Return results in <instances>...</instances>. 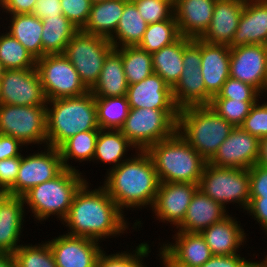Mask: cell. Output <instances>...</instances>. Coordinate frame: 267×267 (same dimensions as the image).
<instances>
[{
	"label": "cell",
	"instance_id": "6da1fadb",
	"mask_svg": "<svg viewBox=\"0 0 267 267\" xmlns=\"http://www.w3.org/2000/svg\"><path fill=\"white\" fill-rule=\"evenodd\" d=\"M85 181L76 191L69 212L63 222L70 227L68 235L99 241L102 237L116 236L127 228L123 211L102 186L90 191Z\"/></svg>",
	"mask_w": 267,
	"mask_h": 267
},
{
	"label": "cell",
	"instance_id": "7a4b0ae2",
	"mask_svg": "<svg viewBox=\"0 0 267 267\" xmlns=\"http://www.w3.org/2000/svg\"><path fill=\"white\" fill-rule=\"evenodd\" d=\"M137 153L138 156L122 160L118 167L111 169L104 182L103 187L120 210L153 207L159 189L160 180L151 157L146 151Z\"/></svg>",
	"mask_w": 267,
	"mask_h": 267
},
{
	"label": "cell",
	"instance_id": "3957f363",
	"mask_svg": "<svg viewBox=\"0 0 267 267\" xmlns=\"http://www.w3.org/2000/svg\"><path fill=\"white\" fill-rule=\"evenodd\" d=\"M47 104L53 105L46 109L47 146L58 148L80 132L100 130L95 97L90 91L78 97L53 99Z\"/></svg>",
	"mask_w": 267,
	"mask_h": 267
},
{
	"label": "cell",
	"instance_id": "277c9868",
	"mask_svg": "<svg viewBox=\"0 0 267 267\" xmlns=\"http://www.w3.org/2000/svg\"><path fill=\"white\" fill-rule=\"evenodd\" d=\"M146 152L160 182L199 184L207 163L178 131L150 146Z\"/></svg>",
	"mask_w": 267,
	"mask_h": 267
},
{
	"label": "cell",
	"instance_id": "5b68a950",
	"mask_svg": "<svg viewBox=\"0 0 267 267\" xmlns=\"http://www.w3.org/2000/svg\"><path fill=\"white\" fill-rule=\"evenodd\" d=\"M234 126L210 105L189 106L179 110V134L209 162ZM183 130V131H182Z\"/></svg>",
	"mask_w": 267,
	"mask_h": 267
},
{
	"label": "cell",
	"instance_id": "8992f818",
	"mask_svg": "<svg viewBox=\"0 0 267 267\" xmlns=\"http://www.w3.org/2000/svg\"><path fill=\"white\" fill-rule=\"evenodd\" d=\"M77 169L64 168L56 177L43 182L26 192L22 198L29 205L37 220L59 215L65 219L76 191L86 181Z\"/></svg>",
	"mask_w": 267,
	"mask_h": 267
},
{
	"label": "cell",
	"instance_id": "52a82bcc",
	"mask_svg": "<svg viewBox=\"0 0 267 267\" xmlns=\"http://www.w3.org/2000/svg\"><path fill=\"white\" fill-rule=\"evenodd\" d=\"M180 109L130 108L119 129L138 151L174 135Z\"/></svg>",
	"mask_w": 267,
	"mask_h": 267
},
{
	"label": "cell",
	"instance_id": "ba28073f",
	"mask_svg": "<svg viewBox=\"0 0 267 267\" xmlns=\"http://www.w3.org/2000/svg\"><path fill=\"white\" fill-rule=\"evenodd\" d=\"M114 49L108 38L79 30L68 42L64 55L90 91L97 83L107 55Z\"/></svg>",
	"mask_w": 267,
	"mask_h": 267
},
{
	"label": "cell",
	"instance_id": "9c48e42d",
	"mask_svg": "<svg viewBox=\"0 0 267 267\" xmlns=\"http://www.w3.org/2000/svg\"><path fill=\"white\" fill-rule=\"evenodd\" d=\"M199 189L223 207L227 202H236L247 209L250 204L248 169L216 167L207 162Z\"/></svg>",
	"mask_w": 267,
	"mask_h": 267
},
{
	"label": "cell",
	"instance_id": "30bf717a",
	"mask_svg": "<svg viewBox=\"0 0 267 267\" xmlns=\"http://www.w3.org/2000/svg\"><path fill=\"white\" fill-rule=\"evenodd\" d=\"M42 88L47 101L78 97L89 90L64 54H48L36 60Z\"/></svg>",
	"mask_w": 267,
	"mask_h": 267
},
{
	"label": "cell",
	"instance_id": "8fae6325",
	"mask_svg": "<svg viewBox=\"0 0 267 267\" xmlns=\"http://www.w3.org/2000/svg\"><path fill=\"white\" fill-rule=\"evenodd\" d=\"M46 105H0V134L28 143L47 144ZM41 142V143H40Z\"/></svg>",
	"mask_w": 267,
	"mask_h": 267
},
{
	"label": "cell",
	"instance_id": "7c38bea8",
	"mask_svg": "<svg viewBox=\"0 0 267 267\" xmlns=\"http://www.w3.org/2000/svg\"><path fill=\"white\" fill-rule=\"evenodd\" d=\"M182 64L181 77L172 88L176 106L182 109L210 105L213 97L206 91L201 74V39H193L184 48Z\"/></svg>",
	"mask_w": 267,
	"mask_h": 267
},
{
	"label": "cell",
	"instance_id": "4fadbf2b",
	"mask_svg": "<svg viewBox=\"0 0 267 267\" xmlns=\"http://www.w3.org/2000/svg\"><path fill=\"white\" fill-rule=\"evenodd\" d=\"M47 153L21 156L20 168L15 184L6 194L22 197L31 188L56 177L63 169L58 148L47 146Z\"/></svg>",
	"mask_w": 267,
	"mask_h": 267
},
{
	"label": "cell",
	"instance_id": "5bb4252c",
	"mask_svg": "<svg viewBox=\"0 0 267 267\" xmlns=\"http://www.w3.org/2000/svg\"><path fill=\"white\" fill-rule=\"evenodd\" d=\"M1 104L36 106L47 104L37 68L9 69L0 79Z\"/></svg>",
	"mask_w": 267,
	"mask_h": 267
},
{
	"label": "cell",
	"instance_id": "9a60e30c",
	"mask_svg": "<svg viewBox=\"0 0 267 267\" xmlns=\"http://www.w3.org/2000/svg\"><path fill=\"white\" fill-rule=\"evenodd\" d=\"M230 77L248 83L261 94L267 91V45L230 48Z\"/></svg>",
	"mask_w": 267,
	"mask_h": 267
},
{
	"label": "cell",
	"instance_id": "2e32d148",
	"mask_svg": "<svg viewBox=\"0 0 267 267\" xmlns=\"http://www.w3.org/2000/svg\"><path fill=\"white\" fill-rule=\"evenodd\" d=\"M259 148L258 137L241 127H234L208 163L216 167L249 169L257 164Z\"/></svg>",
	"mask_w": 267,
	"mask_h": 267
},
{
	"label": "cell",
	"instance_id": "e0dca14e",
	"mask_svg": "<svg viewBox=\"0 0 267 267\" xmlns=\"http://www.w3.org/2000/svg\"><path fill=\"white\" fill-rule=\"evenodd\" d=\"M175 236V244L160 248L165 267H200L213 256L201 233L179 231Z\"/></svg>",
	"mask_w": 267,
	"mask_h": 267
},
{
	"label": "cell",
	"instance_id": "ac0fdd59",
	"mask_svg": "<svg viewBox=\"0 0 267 267\" xmlns=\"http://www.w3.org/2000/svg\"><path fill=\"white\" fill-rule=\"evenodd\" d=\"M47 242L57 267H96L103 251L97 240L87 237L66 234Z\"/></svg>",
	"mask_w": 267,
	"mask_h": 267
},
{
	"label": "cell",
	"instance_id": "d6986e66",
	"mask_svg": "<svg viewBox=\"0 0 267 267\" xmlns=\"http://www.w3.org/2000/svg\"><path fill=\"white\" fill-rule=\"evenodd\" d=\"M199 184L160 182L153 210L161 221H169L178 227Z\"/></svg>",
	"mask_w": 267,
	"mask_h": 267
},
{
	"label": "cell",
	"instance_id": "ffe728a7",
	"mask_svg": "<svg viewBox=\"0 0 267 267\" xmlns=\"http://www.w3.org/2000/svg\"><path fill=\"white\" fill-rule=\"evenodd\" d=\"M245 0H216L209 27L199 38L210 44H231L239 24Z\"/></svg>",
	"mask_w": 267,
	"mask_h": 267
},
{
	"label": "cell",
	"instance_id": "44dd1931",
	"mask_svg": "<svg viewBox=\"0 0 267 267\" xmlns=\"http://www.w3.org/2000/svg\"><path fill=\"white\" fill-rule=\"evenodd\" d=\"M126 97L130 108L179 109L172 88L155 73L139 83L128 85Z\"/></svg>",
	"mask_w": 267,
	"mask_h": 267
},
{
	"label": "cell",
	"instance_id": "7402d4cb",
	"mask_svg": "<svg viewBox=\"0 0 267 267\" xmlns=\"http://www.w3.org/2000/svg\"><path fill=\"white\" fill-rule=\"evenodd\" d=\"M216 0H173L180 36L200 38L209 27Z\"/></svg>",
	"mask_w": 267,
	"mask_h": 267
},
{
	"label": "cell",
	"instance_id": "603a6c76",
	"mask_svg": "<svg viewBox=\"0 0 267 267\" xmlns=\"http://www.w3.org/2000/svg\"><path fill=\"white\" fill-rule=\"evenodd\" d=\"M248 44L267 45V0H245L230 48Z\"/></svg>",
	"mask_w": 267,
	"mask_h": 267
},
{
	"label": "cell",
	"instance_id": "cb8c5ba5",
	"mask_svg": "<svg viewBox=\"0 0 267 267\" xmlns=\"http://www.w3.org/2000/svg\"><path fill=\"white\" fill-rule=\"evenodd\" d=\"M230 47L201 40V74L206 91L214 97L230 77Z\"/></svg>",
	"mask_w": 267,
	"mask_h": 267
},
{
	"label": "cell",
	"instance_id": "d4e9b609",
	"mask_svg": "<svg viewBox=\"0 0 267 267\" xmlns=\"http://www.w3.org/2000/svg\"><path fill=\"white\" fill-rule=\"evenodd\" d=\"M226 210L220 203L209 198L199 188L192 197L183 222L177 227L178 231L201 233L214 223L227 217Z\"/></svg>",
	"mask_w": 267,
	"mask_h": 267
},
{
	"label": "cell",
	"instance_id": "484cf974",
	"mask_svg": "<svg viewBox=\"0 0 267 267\" xmlns=\"http://www.w3.org/2000/svg\"><path fill=\"white\" fill-rule=\"evenodd\" d=\"M22 197L0 193V251L13 254L22 229L24 215Z\"/></svg>",
	"mask_w": 267,
	"mask_h": 267
},
{
	"label": "cell",
	"instance_id": "4316f807",
	"mask_svg": "<svg viewBox=\"0 0 267 267\" xmlns=\"http://www.w3.org/2000/svg\"><path fill=\"white\" fill-rule=\"evenodd\" d=\"M235 220L228 215L222 221L212 224L201 232L213 255L237 254V249L242 245L246 236Z\"/></svg>",
	"mask_w": 267,
	"mask_h": 267
},
{
	"label": "cell",
	"instance_id": "83f0119b",
	"mask_svg": "<svg viewBox=\"0 0 267 267\" xmlns=\"http://www.w3.org/2000/svg\"><path fill=\"white\" fill-rule=\"evenodd\" d=\"M128 83L122 56L114 48L106 57L99 79L90 92L94 97H122L127 94Z\"/></svg>",
	"mask_w": 267,
	"mask_h": 267
},
{
	"label": "cell",
	"instance_id": "f1b7e54d",
	"mask_svg": "<svg viewBox=\"0 0 267 267\" xmlns=\"http://www.w3.org/2000/svg\"><path fill=\"white\" fill-rule=\"evenodd\" d=\"M192 40L191 38L180 36L172 44L151 54L154 73L158 74L171 88L176 85L181 77L184 48Z\"/></svg>",
	"mask_w": 267,
	"mask_h": 267
},
{
	"label": "cell",
	"instance_id": "f546056e",
	"mask_svg": "<svg viewBox=\"0 0 267 267\" xmlns=\"http://www.w3.org/2000/svg\"><path fill=\"white\" fill-rule=\"evenodd\" d=\"M126 2V0H106L92 4L88 21L82 31L109 39L117 29Z\"/></svg>",
	"mask_w": 267,
	"mask_h": 267
},
{
	"label": "cell",
	"instance_id": "4dcf8cb0",
	"mask_svg": "<svg viewBox=\"0 0 267 267\" xmlns=\"http://www.w3.org/2000/svg\"><path fill=\"white\" fill-rule=\"evenodd\" d=\"M9 33L36 59L43 57L42 20L32 13L11 15Z\"/></svg>",
	"mask_w": 267,
	"mask_h": 267
},
{
	"label": "cell",
	"instance_id": "1f68e13d",
	"mask_svg": "<svg viewBox=\"0 0 267 267\" xmlns=\"http://www.w3.org/2000/svg\"><path fill=\"white\" fill-rule=\"evenodd\" d=\"M43 57L48 54H63L68 42L79 31L64 15L42 19Z\"/></svg>",
	"mask_w": 267,
	"mask_h": 267
},
{
	"label": "cell",
	"instance_id": "d6a6232c",
	"mask_svg": "<svg viewBox=\"0 0 267 267\" xmlns=\"http://www.w3.org/2000/svg\"><path fill=\"white\" fill-rule=\"evenodd\" d=\"M148 27L146 21L141 17L135 3L126 2L122 16L115 30L116 36L112 35L109 41L114 48L126 46H138ZM115 37V38H114ZM119 41L117 42V40ZM120 45V46H119Z\"/></svg>",
	"mask_w": 267,
	"mask_h": 267
},
{
	"label": "cell",
	"instance_id": "836d02e7",
	"mask_svg": "<svg viewBox=\"0 0 267 267\" xmlns=\"http://www.w3.org/2000/svg\"><path fill=\"white\" fill-rule=\"evenodd\" d=\"M133 147L126 136L120 130L100 129L96 140L93 160H101L103 163H115L113 168L122 162L127 148Z\"/></svg>",
	"mask_w": 267,
	"mask_h": 267
},
{
	"label": "cell",
	"instance_id": "e575fe53",
	"mask_svg": "<svg viewBox=\"0 0 267 267\" xmlns=\"http://www.w3.org/2000/svg\"><path fill=\"white\" fill-rule=\"evenodd\" d=\"M122 56L128 85L139 83L154 73L152 55L138 46L115 48Z\"/></svg>",
	"mask_w": 267,
	"mask_h": 267
},
{
	"label": "cell",
	"instance_id": "d590c367",
	"mask_svg": "<svg viewBox=\"0 0 267 267\" xmlns=\"http://www.w3.org/2000/svg\"><path fill=\"white\" fill-rule=\"evenodd\" d=\"M98 134L99 130L80 132L64 141L58 147L64 168L75 170V167L73 168L67 163L71 157L80 160V162L91 161L94 158Z\"/></svg>",
	"mask_w": 267,
	"mask_h": 267
},
{
	"label": "cell",
	"instance_id": "8d00e7d4",
	"mask_svg": "<svg viewBox=\"0 0 267 267\" xmlns=\"http://www.w3.org/2000/svg\"><path fill=\"white\" fill-rule=\"evenodd\" d=\"M95 101L100 129L119 130L130 110L126 95L107 98L95 97Z\"/></svg>",
	"mask_w": 267,
	"mask_h": 267
},
{
	"label": "cell",
	"instance_id": "74e56055",
	"mask_svg": "<svg viewBox=\"0 0 267 267\" xmlns=\"http://www.w3.org/2000/svg\"><path fill=\"white\" fill-rule=\"evenodd\" d=\"M180 37L174 15L161 22L148 24L144 36L138 47L150 54L175 42Z\"/></svg>",
	"mask_w": 267,
	"mask_h": 267
},
{
	"label": "cell",
	"instance_id": "f35d334b",
	"mask_svg": "<svg viewBox=\"0 0 267 267\" xmlns=\"http://www.w3.org/2000/svg\"><path fill=\"white\" fill-rule=\"evenodd\" d=\"M0 61L7 70L36 67V59L10 33L0 35Z\"/></svg>",
	"mask_w": 267,
	"mask_h": 267
},
{
	"label": "cell",
	"instance_id": "ab89813d",
	"mask_svg": "<svg viewBox=\"0 0 267 267\" xmlns=\"http://www.w3.org/2000/svg\"><path fill=\"white\" fill-rule=\"evenodd\" d=\"M41 245V246H40ZM16 267H57L49 244L22 245L13 253Z\"/></svg>",
	"mask_w": 267,
	"mask_h": 267
},
{
	"label": "cell",
	"instance_id": "60d3db41",
	"mask_svg": "<svg viewBox=\"0 0 267 267\" xmlns=\"http://www.w3.org/2000/svg\"><path fill=\"white\" fill-rule=\"evenodd\" d=\"M256 102L228 98H212L210 106L234 127H240Z\"/></svg>",
	"mask_w": 267,
	"mask_h": 267
},
{
	"label": "cell",
	"instance_id": "b9f144b4",
	"mask_svg": "<svg viewBox=\"0 0 267 267\" xmlns=\"http://www.w3.org/2000/svg\"><path fill=\"white\" fill-rule=\"evenodd\" d=\"M150 253L149 245L141 243L135 254L126 251L118 254L107 255L102 251L98 257L96 267H145L140 258L146 257Z\"/></svg>",
	"mask_w": 267,
	"mask_h": 267
},
{
	"label": "cell",
	"instance_id": "7bdbcfd3",
	"mask_svg": "<svg viewBox=\"0 0 267 267\" xmlns=\"http://www.w3.org/2000/svg\"><path fill=\"white\" fill-rule=\"evenodd\" d=\"M135 5L147 24L168 20L174 15L173 0H141Z\"/></svg>",
	"mask_w": 267,
	"mask_h": 267
},
{
	"label": "cell",
	"instance_id": "ee69618b",
	"mask_svg": "<svg viewBox=\"0 0 267 267\" xmlns=\"http://www.w3.org/2000/svg\"><path fill=\"white\" fill-rule=\"evenodd\" d=\"M260 92L252 85L229 77L221 91L213 98H228L241 101H259Z\"/></svg>",
	"mask_w": 267,
	"mask_h": 267
},
{
	"label": "cell",
	"instance_id": "f6af8a7d",
	"mask_svg": "<svg viewBox=\"0 0 267 267\" xmlns=\"http://www.w3.org/2000/svg\"><path fill=\"white\" fill-rule=\"evenodd\" d=\"M63 15L70 20L76 28L82 30L86 25L92 2L90 0H61Z\"/></svg>",
	"mask_w": 267,
	"mask_h": 267
},
{
	"label": "cell",
	"instance_id": "bcb514c9",
	"mask_svg": "<svg viewBox=\"0 0 267 267\" xmlns=\"http://www.w3.org/2000/svg\"><path fill=\"white\" fill-rule=\"evenodd\" d=\"M257 103L252 106L250 113L240 127L251 135L262 139L267 136V102L262 105Z\"/></svg>",
	"mask_w": 267,
	"mask_h": 267
},
{
	"label": "cell",
	"instance_id": "7dc6e473",
	"mask_svg": "<svg viewBox=\"0 0 267 267\" xmlns=\"http://www.w3.org/2000/svg\"><path fill=\"white\" fill-rule=\"evenodd\" d=\"M20 163L21 156L0 160V193H6L15 184Z\"/></svg>",
	"mask_w": 267,
	"mask_h": 267
},
{
	"label": "cell",
	"instance_id": "c3c4849f",
	"mask_svg": "<svg viewBox=\"0 0 267 267\" xmlns=\"http://www.w3.org/2000/svg\"><path fill=\"white\" fill-rule=\"evenodd\" d=\"M248 172L250 197H267V167L255 164Z\"/></svg>",
	"mask_w": 267,
	"mask_h": 267
},
{
	"label": "cell",
	"instance_id": "681fc988",
	"mask_svg": "<svg viewBox=\"0 0 267 267\" xmlns=\"http://www.w3.org/2000/svg\"><path fill=\"white\" fill-rule=\"evenodd\" d=\"M200 267H257L256 262L246 261L239 254L235 255H213Z\"/></svg>",
	"mask_w": 267,
	"mask_h": 267
},
{
	"label": "cell",
	"instance_id": "f907efd6",
	"mask_svg": "<svg viewBox=\"0 0 267 267\" xmlns=\"http://www.w3.org/2000/svg\"><path fill=\"white\" fill-rule=\"evenodd\" d=\"M61 0H37L32 14L40 18H50L57 15H63Z\"/></svg>",
	"mask_w": 267,
	"mask_h": 267
},
{
	"label": "cell",
	"instance_id": "816d5d0a",
	"mask_svg": "<svg viewBox=\"0 0 267 267\" xmlns=\"http://www.w3.org/2000/svg\"><path fill=\"white\" fill-rule=\"evenodd\" d=\"M254 215L255 220L264 227L267 232V197H250V204L246 209Z\"/></svg>",
	"mask_w": 267,
	"mask_h": 267
},
{
	"label": "cell",
	"instance_id": "f5cc1de1",
	"mask_svg": "<svg viewBox=\"0 0 267 267\" xmlns=\"http://www.w3.org/2000/svg\"><path fill=\"white\" fill-rule=\"evenodd\" d=\"M24 145L19 139L0 134V160L22 156L18 152L19 146Z\"/></svg>",
	"mask_w": 267,
	"mask_h": 267
},
{
	"label": "cell",
	"instance_id": "db71d44e",
	"mask_svg": "<svg viewBox=\"0 0 267 267\" xmlns=\"http://www.w3.org/2000/svg\"><path fill=\"white\" fill-rule=\"evenodd\" d=\"M37 0H0V5L11 15L32 13Z\"/></svg>",
	"mask_w": 267,
	"mask_h": 267
},
{
	"label": "cell",
	"instance_id": "11a10c76",
	"mask_svg": "<svg viewBox=\"0 0 267 267\" xmlns=\"http://www.w3.org/2000/svg\"><path fill=\"white\" fill-rule=\"evenodd\" d=\"M257 164L267 167V136L260 139V148Z\"/></svg>",
	"mask_w": 267,
	"mask_h": 267
},
{
	"label": "cell",
	"instance_id": "9f6ffc18",
	"mask_svg": "<svg viewBox=\"0 0 267 267\" xmlns=\"http://www.w3.org/2000/svg\"><path fill=\"white\" fill-rule=\"evenodd\" d=\"M0 267H16L13 254L0 251Z\"/></svg>",
	"mask_w": 267,
	"mask_h": 267
},
{
	"label": "cell",
	"instance_id": "6f0895ef",
	"mask_svg": "<svg viewBox=\"0 0 267 267\" xmlns=\"http://www.w3.org/2000/svg\"><path fill=\"white\" fill-rule=\"evenodd\" d=\"M6 70H7L6 67H5L4 64L0 61V79L4 76Z\"/></svg>",
	"mask_w": 267,
	"mask_h": 267
},
{
	"label": "cell",
	"instance_id": "680465c9",
	"mask_svg": "<svg viewBox=\"0 0 267 267\" xmlns=\"http://www.w3.org/2000/svg\"><path fill=\"white\" fill-rule=\"evenodd\" d=\"M257 267H267V256L264 261L256 262Z\"/></svg>",
	"mask_w": 267,
	"mask_h": 267
},
{
	"label": "cell",
	"instance_id": "91938a15",
	"mask_svg": "<svg viewBox=\"0 0 267 267\" xmlns=\"http://www.w3.org/2000/svg\"><path fill=\"white\" fill-rule=\"evenodd\" d=\"M92 2V4L94 3H99V2H103V1H106V0H90Z\"/></svg>",
	"mask_w": 267,
	"mask_h": 267
},
{
	"label": "cell",
	"instance_id": "94428289",
	"mask_svg": "<svg viewBox=\"0 0 267 267\" xmlns=\"http://www.w3.org/2000/svg\"><path fill=\"white\" fill-rule=\"evenodd\" d=\"M126 1L129 3H136V2L141 1V0H126Z\"/></svg>",
	"mask_w": 267,
	"mask_h": 267
}]
</instances>
